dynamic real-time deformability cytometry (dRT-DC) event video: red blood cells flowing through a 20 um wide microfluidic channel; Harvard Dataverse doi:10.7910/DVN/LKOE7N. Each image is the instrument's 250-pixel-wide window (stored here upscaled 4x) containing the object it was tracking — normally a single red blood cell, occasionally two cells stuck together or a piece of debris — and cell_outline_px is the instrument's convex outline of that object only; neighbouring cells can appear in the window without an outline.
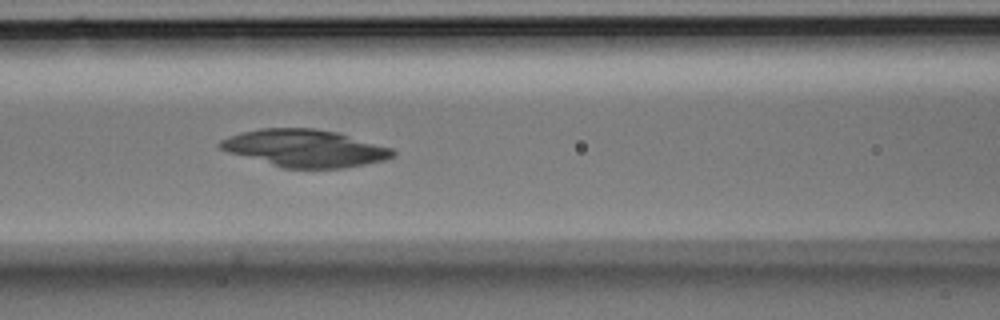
{"species": "Egyptian fruit bat (a non-hibernating species)", "species_latin": "Rousettus aegyptiacus", "temperature_condition": "room temperature", "stored_images_in_passage": 26, "camera_frame_rate_fps": 3000, "um_per_image_px": 0.085, "animal": {"sex": "male"}, "frame": {"image": 1, "passage_image": 7, "time_ms": 2.0, "image_size_px": [1000, 320], "cell_outline_px": [[396, 156], [384, 160], [344, 168], [284, 168], [228, 152], [220, 148], [216, 144], [220, 140], [228, 136], [240, 132], [260, 128], [312, 128], [336, 132], [392, 148], [396, 152]], "centroid_in_image_um": [25.89, 12.59], "position_along_channel_um": 140.7, "area_um2": 37.45}}
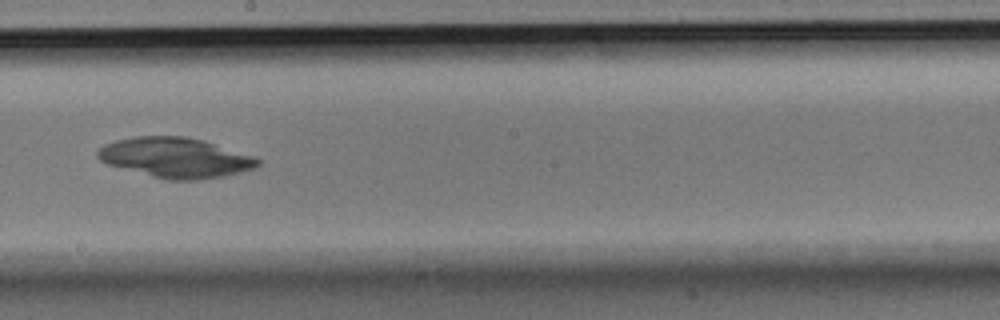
{"frame": {"image": 2, "passage_image": 13, "time_ms": 4.0, "image_size_px": [1000, 320], "cell_outline_px": [[260, 164], [252, 168], [240, 172], [224, 176], [200, 180], [168, 180], [152, 176], [108, 164], [100, 160], [96, 156], [96, 152], [104, 144], [116, 140], [132, 136], [184, 136], [204, 140], [252, 156], [260, 160]], "centroid_in_image_um": [14.89, 13.39], "position_along_channel_um": 233.3, "area_um2": 37.17}}
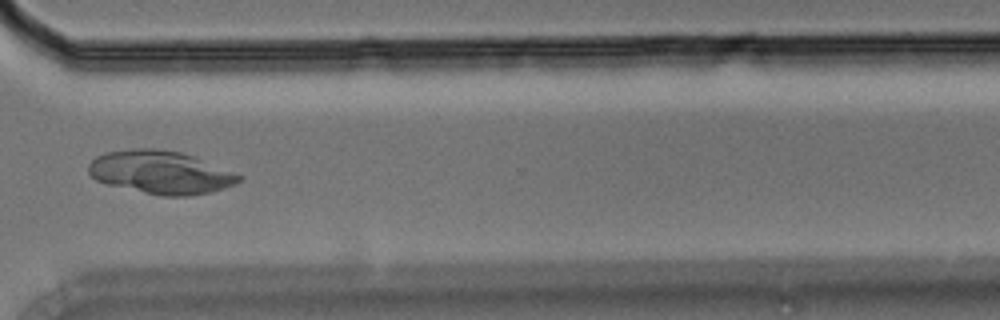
{"frame": {"image": 3, "passage_image": 21, "time_ms": 6.667, "image_size_px": [1000, 320], "cell_outline_px": [[244, 176], [236, 184], [224, 188], [208, 192], [188, 196], [160, 196], [108, 184], [96, 180], [88, 172], [88, 164], [96, 156], [108, 152], [132, 148], [156, 148], [180, 152], [192, 156]], "centroid_in_image_um": [13.64, 14.65], "position_along_channel_um": 357.0, "area_um2": 37.51}}